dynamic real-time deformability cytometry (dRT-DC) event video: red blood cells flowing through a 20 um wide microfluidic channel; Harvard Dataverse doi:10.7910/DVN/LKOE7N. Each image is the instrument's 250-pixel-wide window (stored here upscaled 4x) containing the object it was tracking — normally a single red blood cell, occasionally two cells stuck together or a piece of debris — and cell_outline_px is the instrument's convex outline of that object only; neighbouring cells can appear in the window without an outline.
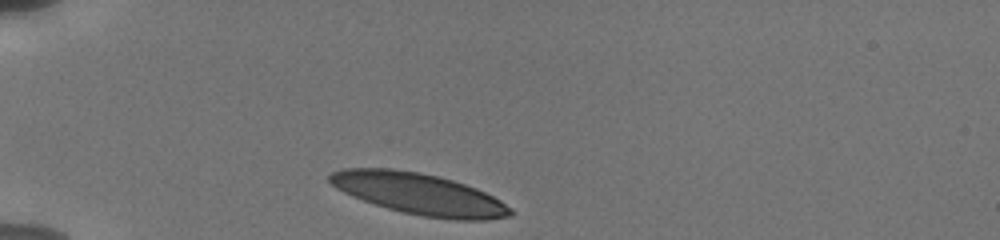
{"species": "human", "species_latin": "Homo sapiens", "temperature_condition": "cold", "stored_images_in_passage": 49, "camera_frame_rate_fps": 3000, "um_per_image_px": 0.085, "donor": {"sex": "male"}, "frame": {"image": 1, "passage_image": 1, "time_ms": 0.0, "image_size_px": [1000, 240], "cell_outline_px": [[512, 216], [488, 220], [452, 220], [424, 216], [404, 212], [388, 208], [352, 196], [336, 188], [328, 180], [328, 176], [332, 172], [344, 168], [392, 168], [420, 172], [452, 180], [476, 188], [500, 200], [512, 208]], "centroid_in_image_um": [35.64, 16.48], "position_along_channel_um": 49.4, "area_um2": 43.35}}
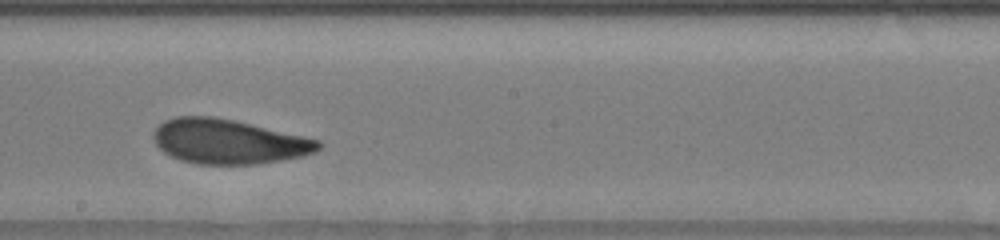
{"frame": {"image": 2, "passage_image": 25, "time_ms": 5.667, "image_size_px": [1000, 240], "cell_outline_px": [[324, 144], [316, 152], [304, 156], [256, 164], [196, 164], [180, 160], [164, 152], [156, 144], [152, 136], [152, 132], [164, 120], [176, 116], [212, 116], [232, 120], [304, 136], [320, 140]], "centroid_in_image_um": [19.42, 12.03], "position_along_channel_um": 228.8, "area_um2": 42.83}}
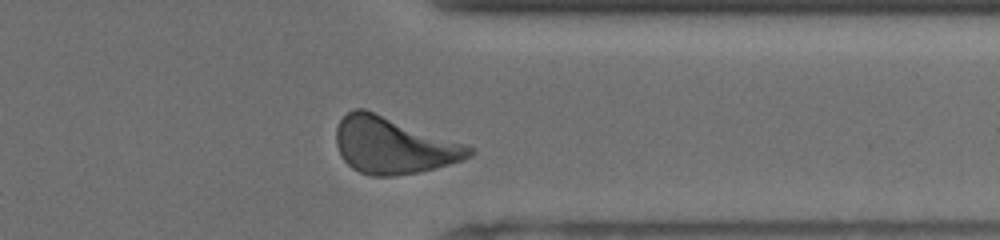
{"frame": {"image": 3, "passage_image": 45, "time_ms": 9.667, "image_size_px": [1000, 240], "cell_outline_px": [[476, 152], [472, 156], [464, 160], [416, 172], [392, 176], [372, 176], [360, 172], [352, 168], [344, 160], [336, 144], [336, 128], [340, 120], [352, 108], [364, 108], [476, 148]], "centroid_in_image_um": [33.43, 12.36], "position_along_channel_um": 378.0, "area_um2": 43.52}, "authors_computed_cell_mechanics": {"area_um2": 42.9454, "velocity_mm_per_s": 3.7455, "shape_relaxation_time_tau1_ms": 2.7441, "shape_relaxation_time_tau2_ms": 1.474, "deformation_change_tau1": 0.1274, "deformation_change_tau2": 0.0827}}